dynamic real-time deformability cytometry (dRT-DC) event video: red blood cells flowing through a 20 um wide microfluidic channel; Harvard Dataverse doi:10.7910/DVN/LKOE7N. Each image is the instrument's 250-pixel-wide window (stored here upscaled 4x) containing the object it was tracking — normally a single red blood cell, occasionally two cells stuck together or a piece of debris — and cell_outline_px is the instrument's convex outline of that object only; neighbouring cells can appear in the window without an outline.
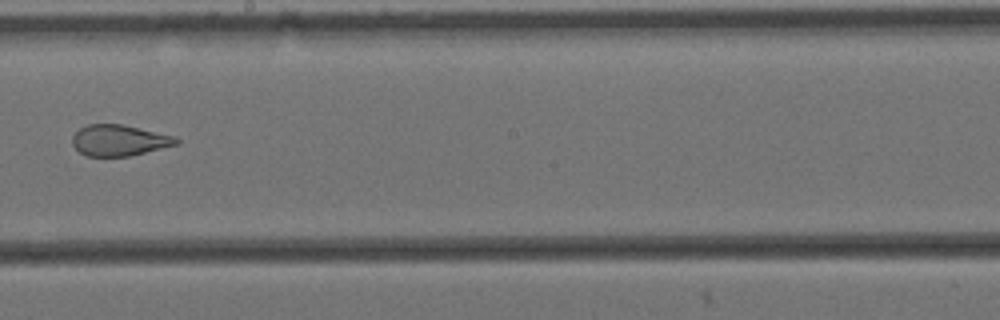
{"species": "Egyptian fruit bat (a non-hibernating species)", "species_latin": "Rousettus aegyptiacus", "temperature_condition": "cold", "stored_images_in_passage": 9, "camera_frame_rate_fps": 3000, "um_per_image_px": 0.085, "animal": {"sex": "female"}, "frame": {"image": 1, "passage_image": 9, "time_ms": 2.667, "image_size_px": [1000, 320], "cell_outline_px": [[180, 144], [128, 156], [88, 156], [80, 152], [72, 144], [72, 136], [80, 128], [88, 124], [124, 124], [176, 136], [180, 140]], "centroid_in_image_um": [10.17, 11.92], "position_along_channel_um": 238.0, "area_um2": 18.9}}